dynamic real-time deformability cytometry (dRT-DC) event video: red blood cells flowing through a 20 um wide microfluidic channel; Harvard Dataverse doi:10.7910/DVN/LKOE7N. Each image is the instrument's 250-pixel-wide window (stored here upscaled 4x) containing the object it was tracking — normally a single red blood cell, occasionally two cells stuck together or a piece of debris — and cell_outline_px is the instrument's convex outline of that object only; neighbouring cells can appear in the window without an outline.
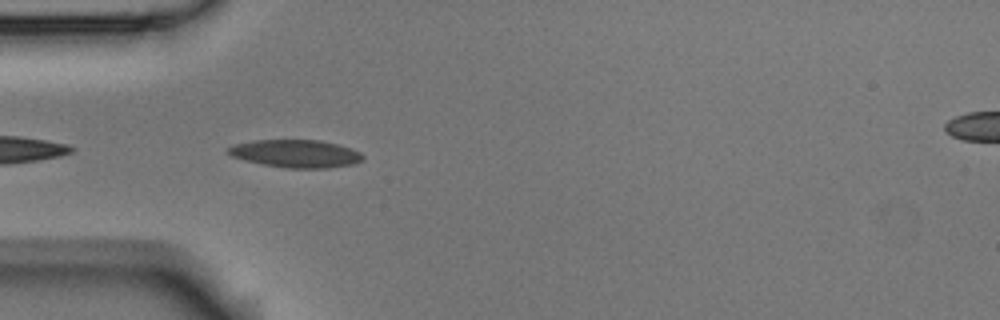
{"species": "Egyptian fruit bat (a non-hibernating species)", "species_latin": "Rousettus aegyptiacus", "temperature_condition": "room temperature", "stored_images_in_passage": 11, "camera_frame_rate_fps": 3000, "um_per_image_px": 0.085, "animal": {"sex": "male"}, "frame": {"image": 1, "passage_image": 2, "time_ms": 0.333, "image_size_px": [1000, 320], "cell_outline_px": [[364, 160], [352, 164], [328, 168], [288, 168], [260, 164], [244, 160], [232, 156], [228, 152], [228, 148], [236, 144], [252, 140], [320, 140], [352, 148], [360, 152], [364, 156]], "centroid_in_image_um": [25.17, 13.06], "position_along_channel_um": 59.8, "area_um2": 21.79}}
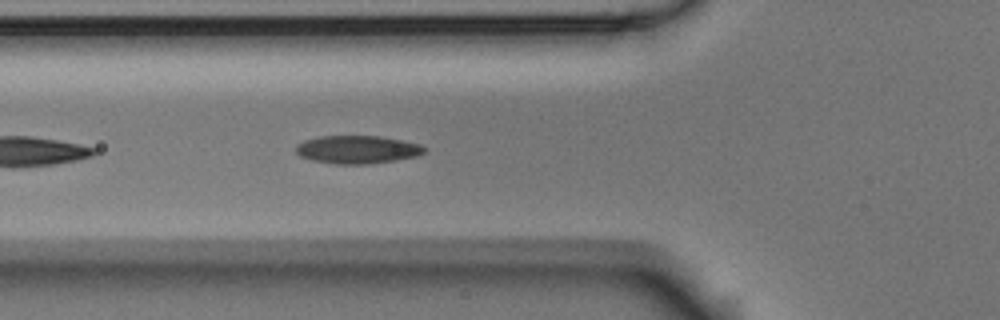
{"frame": {"image": 2, "passage_image": 5, "time_ms": 1.333, "image_size_px": [1000, 320], "cell_outline_px": [[424, 152], [416, 156], [396, 160], [368, 164], [336, 164], [312, 160], [300, 156], [296, 152], [296, 144], [304, 140], [320, 136], [380, 136], [420, 144], [424, 148]], "centroid_in_image_um": [30.33, 12.71], "position_along_channel_um": 95.5, "area_um2": 20.87}}